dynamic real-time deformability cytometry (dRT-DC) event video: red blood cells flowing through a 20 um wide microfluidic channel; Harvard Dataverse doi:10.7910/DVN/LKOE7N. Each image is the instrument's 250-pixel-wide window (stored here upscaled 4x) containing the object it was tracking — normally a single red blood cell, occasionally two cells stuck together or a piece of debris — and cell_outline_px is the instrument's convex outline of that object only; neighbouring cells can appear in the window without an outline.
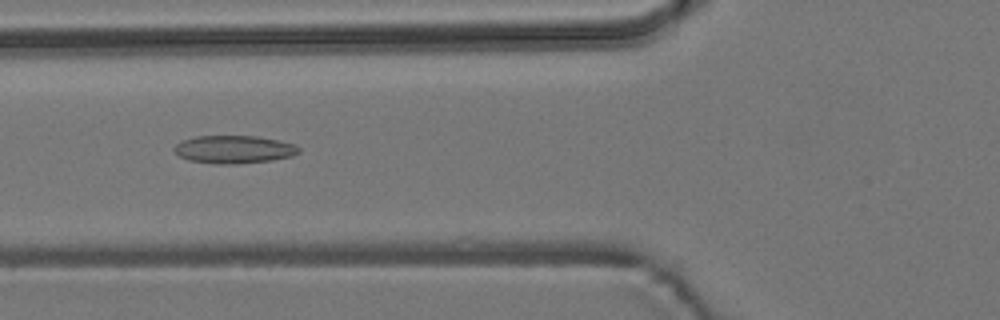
{"species": "common noctule bat (a hibernating species)", "species_latin": "Nyctalus noctula", "temperature_condition": "room temperature", "stored_images_in_passage": 55, "camera_frame_rate_fps": 3000, "um_per_image_px": 0.085, "animal": {"sex": "male", "body_mass_g": 19.2, "forearm_length_mm": 51.8}, "frame": {"image": 1, "passage_image": 21, "time_ms": 6.667, "image_size_px": [1000, 320], "cell_outline_px": [[300, 152], [292, 156], [272, 160], [236, 164], [216, 164], [188, 160], [180, 156], [172, 148], [176, 144], [184, 140], [196, 136], [256, 136], [296, 144], [300, 148]], "centroid_in_image_um": [19.9, 12.7], "position_along_channel_um": 105.9, "area_um2": 20.23}}
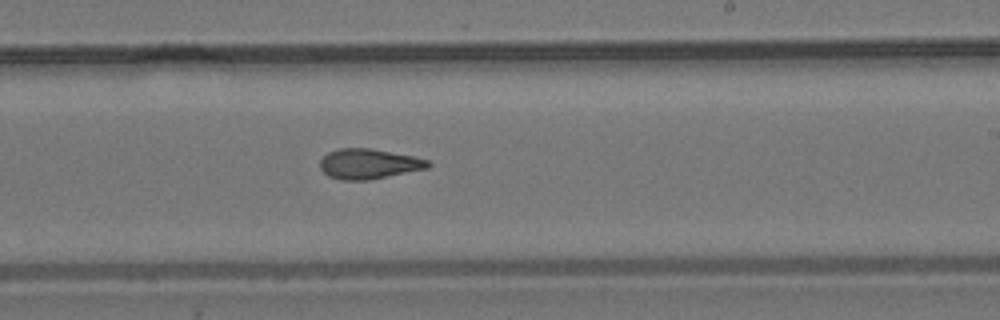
{"frame": {"image": 2, "passage_image": 33, "time_ms": 10.667, "image_size_px": [1000, 320], "cell_outline_px": [[432, 164], [428, 168], [368, 180], [340, 180], [328, 176], [320, 168], [320, 160], [328, 152], [340, 148], [368, 148], [416, 156], [428, 160]], "centroid_in_image_um": [31.35, 13.93], "position_along_channel_um": 257.7, "area_um2": 18.96}}
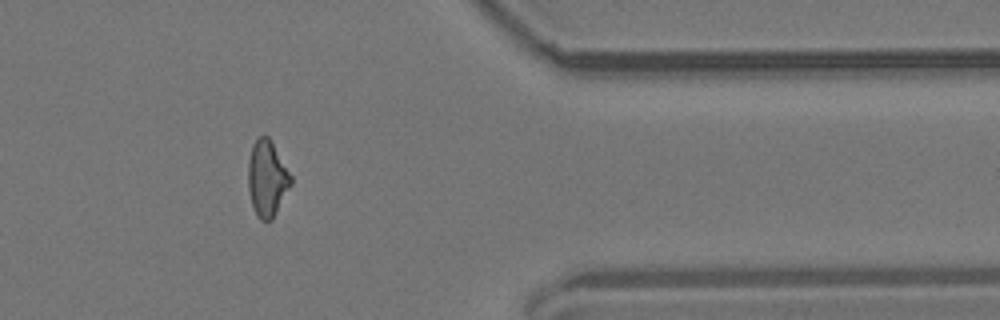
{"frame": {"image": 3, "passage_image": 45, "time_ms": 14.667, "image_size_px": [1000, 320], "cell_outline_px": [[292, 184], [272, 220], [260, 220], [256, 216], [252, 204], [248, 188], [248, 164], [252, 144], [260, 136], [268, 136], [292, 176]], "centroid_in_image_um": [22.7, 15.19], "position_along_channel_um": 388.7, "area_um2": 18.84}, "authors_computed_cell_mechanics": {"area_um2": 19.363, "velocity_mm_per_s": 3.787, "shape_relaxation_time_tau1_ms": null, "shape_relaxation_time_tau2_ms": 2.5823, "deformation_change_tau1": null, "deformation_change_tau2": 0.11}}